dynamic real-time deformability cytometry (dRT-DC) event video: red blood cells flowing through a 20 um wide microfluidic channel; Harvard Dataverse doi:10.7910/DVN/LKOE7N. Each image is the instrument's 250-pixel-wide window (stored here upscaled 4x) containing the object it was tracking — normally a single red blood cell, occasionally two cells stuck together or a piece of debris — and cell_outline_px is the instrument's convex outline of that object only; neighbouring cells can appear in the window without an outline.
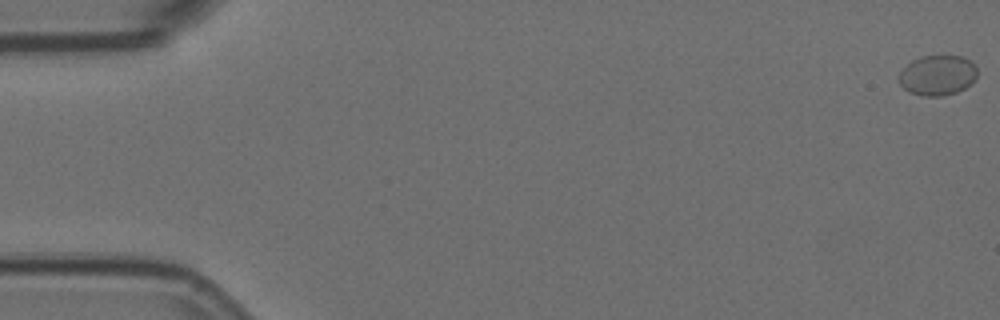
{"species": "Egyptian fruit bat (a non-hibernating species)", "species_latin": "Rousettus aegyptiacus", "temperature_condition": "room temperature", "stored_images_in_passage": 14, "camera_frame_rate_fps": 3000, "um_per_image_px": 0.085, "animal": {"sex": "female"}, "frame": {"image": 1, "passage_image": 1, "time_ms": 0.0, "image_size_px": [1000, 320], "cell_outline_px": [[976, 80], [972, 84], [956, 92], [944, 96], [924, 96], [908, 92], [900, 84], [896, 76], [912, 60], [920, 56], [960, 56], [968, 60], [976, 68]], "centroid_in_image_um": [79.66, 6.41], "position_along_channel_um": 5.3, "area_um2": 18.38}}